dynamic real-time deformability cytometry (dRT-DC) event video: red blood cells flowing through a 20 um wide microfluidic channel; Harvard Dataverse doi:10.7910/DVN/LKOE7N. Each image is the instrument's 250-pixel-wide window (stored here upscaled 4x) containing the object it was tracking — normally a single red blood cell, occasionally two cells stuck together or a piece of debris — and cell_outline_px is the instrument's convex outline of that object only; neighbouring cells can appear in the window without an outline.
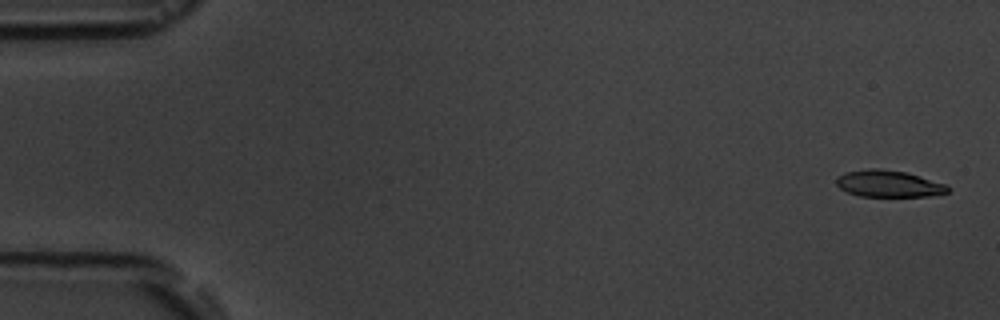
{"species": "common noctule bat (a hibernating species)", "species_latin": "Nyctalus noctula", "temperature_condition": "room temperature", "stored_images_in_passage": 5, "camera_frame_rate_fps": 3000, "um_per_image_px": 0.085, "animal": {"sex": "male", "body_mass_g": 19.5, "forearm_length_mm": 54.6}, "frame": {"image": 1, "passage_image": 1, "time_ms": 0.0, "image_size_px": [1000, 320], "cell_outline_px": [[948, 192], [928, 196], [860, 196], [848, 192], [840, 188], [836, 184], [836, 176], [844, 172], [868, 168], [880, 168], [908, 172], [944, 184], [948, 188]], "centroid_in_image_um": [75.47, 15.6], "position_along_channel_um": 9.5, "area_um2": 17.34}}
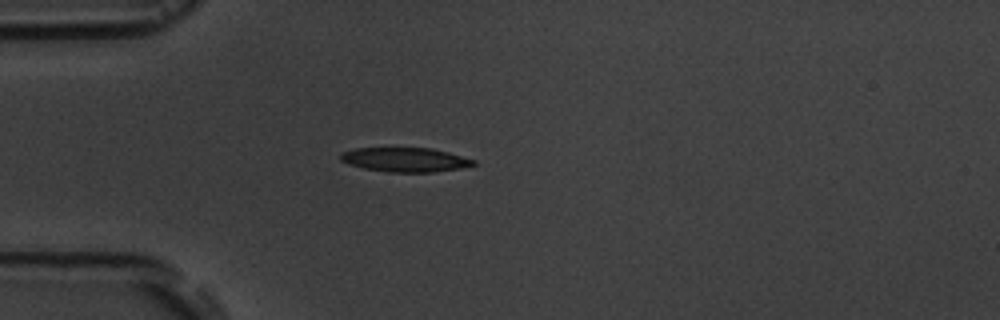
{"frame": {"image": 2, "passage_image": 5, "time_ms": 4.667, "image_size_px": [1000, 320], "cell_outline_px": [[476, 164], [460, 168], [432, 172], [388, 172], [364, 168], [340, 160], [340, 152], [352, 148], [432, 148], [448, 152], [476, 160]], "centroid_in_image_um": [34.43, 13.56], "position_along_channel_um": 50.6, "area_um2": 18.73}}